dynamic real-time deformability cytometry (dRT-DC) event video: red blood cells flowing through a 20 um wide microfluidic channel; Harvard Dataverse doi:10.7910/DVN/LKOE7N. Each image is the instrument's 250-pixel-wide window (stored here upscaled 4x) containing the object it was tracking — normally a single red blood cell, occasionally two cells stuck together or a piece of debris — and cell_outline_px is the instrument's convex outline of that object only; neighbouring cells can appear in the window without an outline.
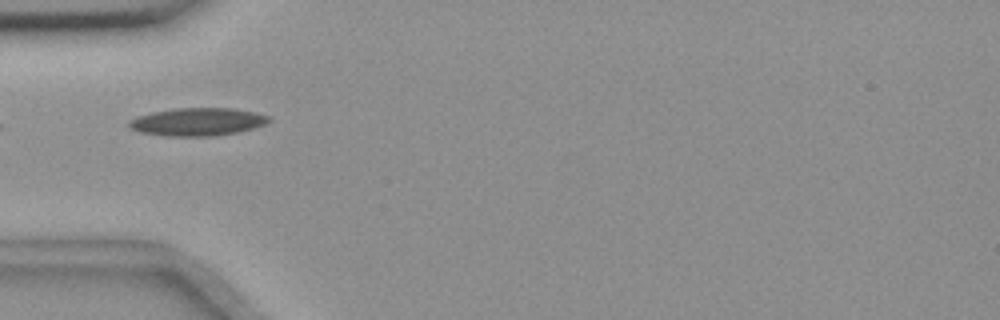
{"species": "common noctule bat (a hibernating species)", "species_latin": "Nyctalus noctula", "temperature_condition": "room temperature", "stored_images_in_passage": 24, "camera_frame_rate_fps": 3000, "um_per_image_px": 0.085, "animal": {"sex": "female", "body_mass_g": 18.4}, "frame": {"image": 1, "passage_image": 1, "time_ms": 0.0, "image_size_px": [1000, 320], "cell_outline_px": [[272, 120], [264, 124], [252, 128], [236, 132], [216, 136], [164, 136], [140, 132], [132, 128], [128, 124], [128, 120], [136, 116], [152, 112], [176, 108], [232, 108], [256, 112], [272, 116]], "centroid_in_image_um": [16.8, 10.35], "position_along_channel_um": 68.2, "area_um2": 22.83}}